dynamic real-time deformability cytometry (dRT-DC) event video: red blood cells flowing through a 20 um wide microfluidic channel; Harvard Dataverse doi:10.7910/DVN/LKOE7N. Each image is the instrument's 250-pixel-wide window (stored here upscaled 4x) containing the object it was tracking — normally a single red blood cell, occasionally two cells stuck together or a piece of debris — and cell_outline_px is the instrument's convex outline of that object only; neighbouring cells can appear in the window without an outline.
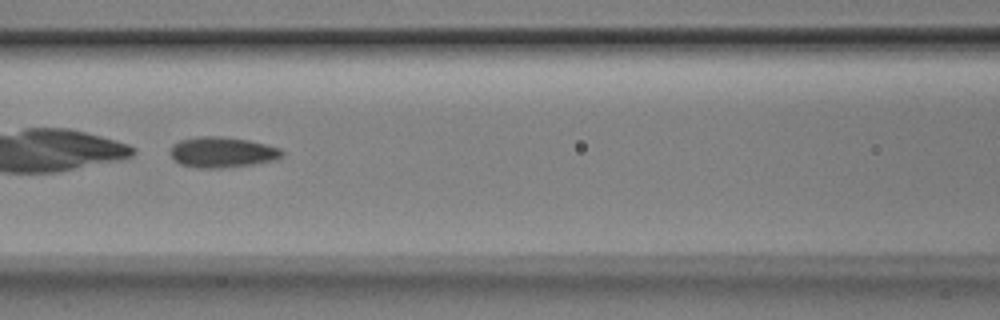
{"species": "Egyptian fruit bat (a non-hibernating species)", "species_latin": "Rousettus aegyptiacus", "temperature_condition": "room temperature", "stored_images_in_passage": 48, "camera_frame_rate_fps": 3000, "um_per_image_px": 0.085, "animal": {"sex": "male"}, "frame": {"image": 1, "passage_image": 21, "time_ms": 6.667, "image_size_px": [1000, 320], "cell_outline_px": [[284, 156], [276, 160], [256, 164], [220, 168], [196, 168], [180, 164], [172, 156], [172, 144], [180, 140], [196, 136], [220, 136], [248, 140], [280, 148], [284, 152]], "centroid_in_image_um": [18.92, 12.94], "position_along_channel_um": 147.7, "area_um2": 20.0}}